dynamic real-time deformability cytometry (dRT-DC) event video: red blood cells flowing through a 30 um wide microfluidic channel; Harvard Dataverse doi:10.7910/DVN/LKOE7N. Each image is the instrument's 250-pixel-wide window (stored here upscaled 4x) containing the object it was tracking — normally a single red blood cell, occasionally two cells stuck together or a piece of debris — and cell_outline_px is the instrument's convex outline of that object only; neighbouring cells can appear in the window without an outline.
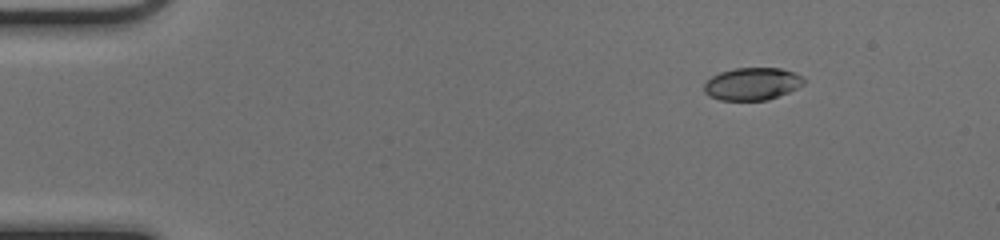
{"species": "common noctule bat (a hibernating species)", "species_latin": "Nyctalus noctula", "temperature_condition": "cold", "stored_images_in_passage": 45, "camera_frame_rate_fps": 3000, "um_per_image_px": 0.085, "animal": {"sex": "female", "body_mass_g": 17.0, "forearm_length_mm": 48.0}, "frame": {"image": 1, "passage_image": 1, "time_ms": 0.0, "image_size_px": [1000, 240], "cell_outline_px": [[804, 84], [788, 92], [768, 100], [720, 100], [704, 92], [704, 84], [712, 76], [720, 72], [736, 68], [780, 68], [792, 72], [800, 76], [804, 80]], "centroid_in_image_um": [63.92, 7.13], "position_along_channel_um": 21.1, "area_um2": 18.61}}
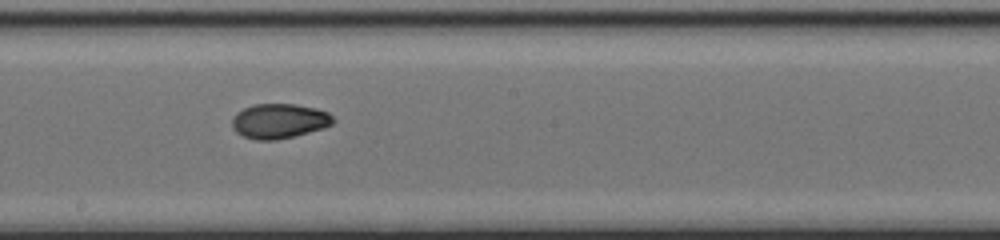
{"frame": {"image": 2, "passage_image": 23, "time_ms": 7.333, "image_size_px": [1000, 240], "cell_outline_px": [[336, 120], [332, 124], [324, 128], [276, 140], [256, 140], [244, 136], [236, 132], [232, 128], [232, 120], [236, 112], [244, 108], [256, 104], [296, 104], [316, 108], [328, 112]], "centroid_in_image_um": [23.73, 10.28], "position_along_channel_um": 224.5, "area_um2": 20.46}}
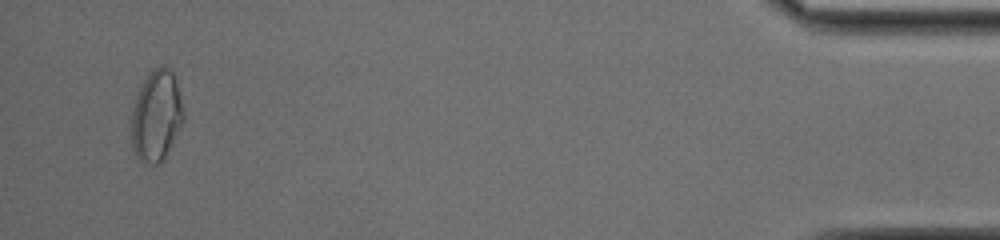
{"frame": {"image": 3, "passage_image": 43, "time_ms": 14.0, "image_size_px": [1000, 240], "cell_outline_px": [[184, 120], [160, 164], [144, 164], [136, 156], [132, 148], [132, 104], [140, 80], [152, 68], [160, 64], [168, 68], [176, 76], [184, 112]], "centroid_in_image_um": [13.27, 9.76], "position_along_channel_um": 421.9, "area_um2": 28.26}, "authors_computed_cell_mechanics": {"area_um2": 20.519, "velocity_mm_per_s": 4.1337, "shape_relaxation_time_tau1_ms": null, "shape_relaxation_time_tau2_ms": 2.8666, "deformation_change_tau1": null, "deformation_change_tau2": 0.0598}}